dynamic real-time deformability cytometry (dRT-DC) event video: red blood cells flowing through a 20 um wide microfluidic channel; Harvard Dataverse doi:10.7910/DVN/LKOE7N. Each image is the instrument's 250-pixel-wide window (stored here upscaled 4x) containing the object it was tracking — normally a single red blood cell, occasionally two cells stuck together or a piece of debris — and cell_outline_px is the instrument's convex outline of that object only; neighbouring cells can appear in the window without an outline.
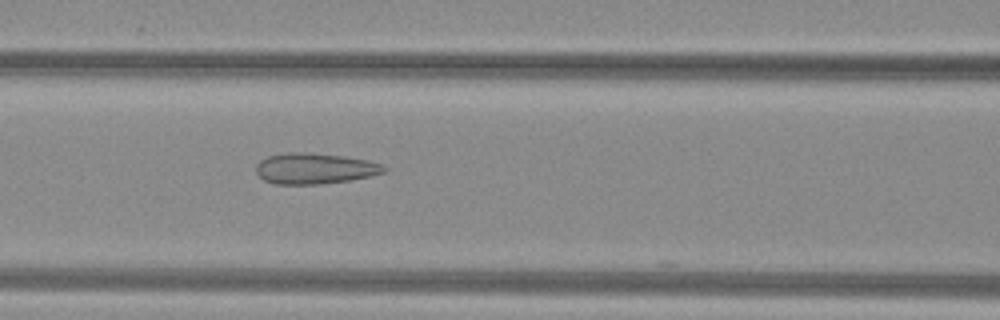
{"species": "common noctule bat (a hibernating species)", "species_latin": "Nyctalus noctula", "temperature_condition": "warm", "stored_images_in_passage": 35, "camera_frame_rate_fps": 3000, "um_per_image_px": 0.085, "animal": {"sex": "female", "body_mass_g": 29.2, "forearm_length_mm": 56.3}, "frame": {"image": 1, "passage_image": 7, "time_ms": 2.0, "image_size_px": [1000, 320], "cell_outline_px": [[388, 168], [384, 172], [372, 176], [352, 180], [316, 184], [276, 184], [264, 180], [256, 172], [256, 164], [260, 160], [268, 156], [288, 152], [304, 152], [344, 156], [368, 160], [380, 164]], "centroid_in_image_um": [26.75, 14.32], "position_along_channel_um": 139.8, "area_um2": 23.0}}
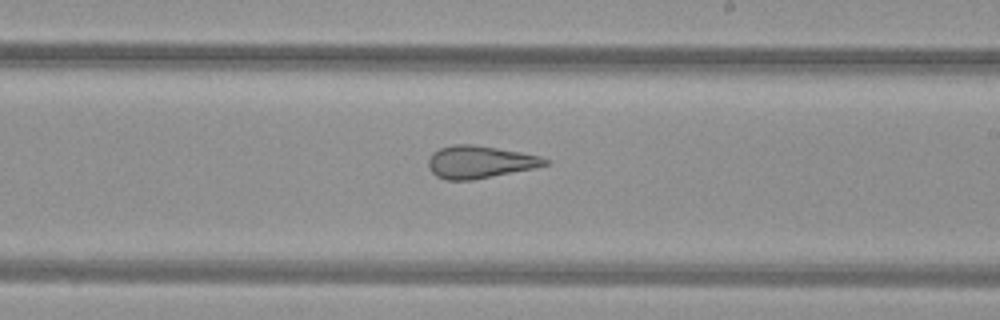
{"frame": {"image": 2, "passage_image": 15, "time_ms": 4.667, "image_size_px": [1000, 320], "cell_outline_px": [[552, 164], [536, 168], [472, 180], [444, 180], [436, 176], [428, 168], [428, 160], [432, 152], [440, 148], [452, 144], [476, 144], [520, 152], [540, 156], [552, 160]], "centroid_in_image_um": [40.81, 13.77], "position_along_channel_um": 248.2, "area_um2": 22.48}}
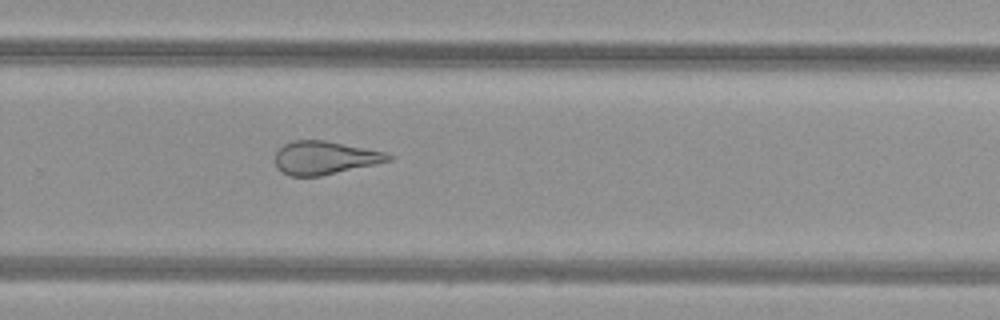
{"frame": {"image": 3, "passage_image": 19, "time_ms": 6.0, "image_size_px": [1000, 320], "cell_outline_px": [[392, 160], [376, 164], [320, 176], [292, 176], [284, 172], [276, 164], [276, 152], [284, 144], [292, 140], [324, 140], [384, 152], [392, 156]], "centroid_in_image_um": [27.61, 13.4], "position_along_channel_um": 302.2, "area_um2": 21.56}, "authors_computed_cell_mechanics": {"area_um2": 23.409, "velocity_mm_per_s": 4.0636, "shape_relaxation_time_tau1_ms": null, "shape_relaxation_time_tau2_ms": 1.6827, "deformation_change_tau1": null, "deformation_change_tau2": 0.0977}}